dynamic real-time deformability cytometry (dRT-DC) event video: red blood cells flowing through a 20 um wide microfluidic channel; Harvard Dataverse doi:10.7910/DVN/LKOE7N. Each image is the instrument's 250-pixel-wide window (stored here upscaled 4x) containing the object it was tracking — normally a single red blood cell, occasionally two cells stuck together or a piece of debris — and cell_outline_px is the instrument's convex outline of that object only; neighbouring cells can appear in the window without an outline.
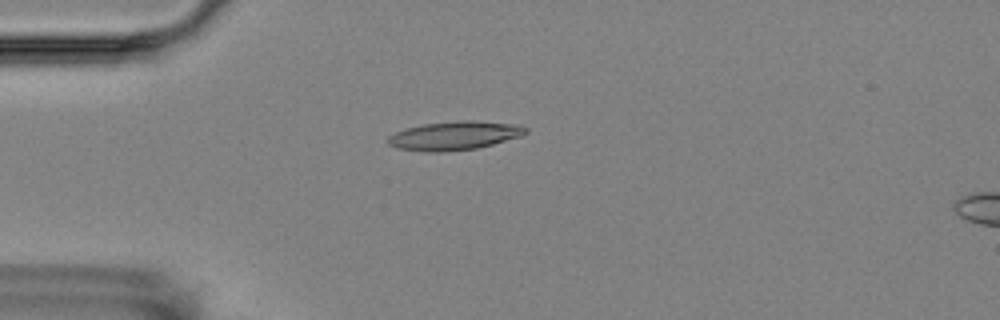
{"species": "Egyptian fruit bat (a non-hibernating species)", "species_latin": "Rousettus aegyptiacus", "temperature_condition": "room temperature", "stored_images_in_passage": 13, "camera_frame_rate_fps": 3000, "um_per_image_px": 0.085, "animal": {"sex": "female"}, "frame": {"image": 1, "passage_image": 2, "time_ms": 1.333, "image_size_px": [1000, 320], "cell_outline_px": [[528, 132], [520, 136], [492, 144], [476, 148], [444, 152], [424, 152], [396, 148], [388, 144], [388, 136], [404, 128], [424, 124], [460, 120], [472, 120], [520, 124], [528, 128]], "centroid_in_image_um": [38.62, 11.52], "position_along_channel_um": 46.4, "area_um2": 23.18}}
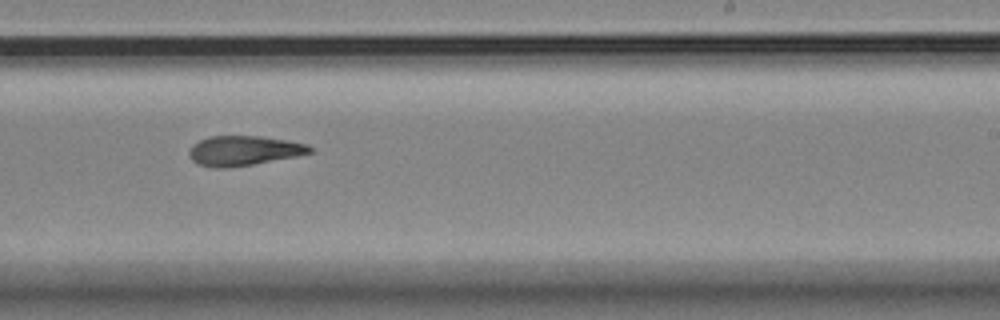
{"frame": {"image": 2, "passage_image": 8, "time_ms": 8.0, "image_size_px": [1000, 320], "cell_outline_px": [[312, 152], [296, 156], [252, 164], [228, 168], [212, 168], [196, 164], [192, 160], [188, 152], [192, 144], [208, 136], [260, 136], [308, 144], [312, 148]], "centroid_in_image_um": [20.66, 12.81], "position_along_channel_um": 268.3, "area_um2": 20.92}}
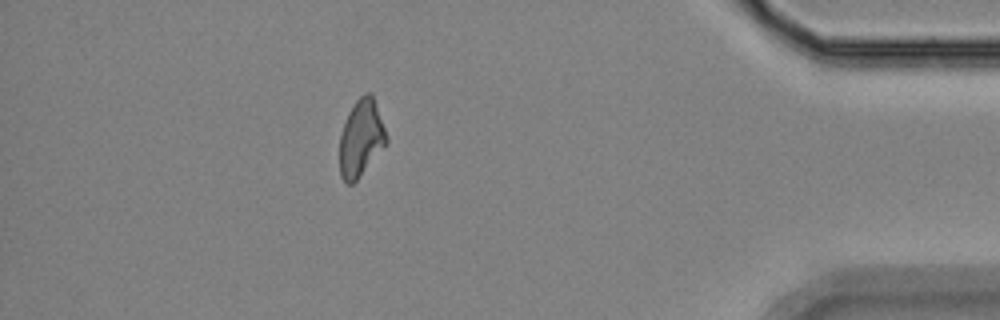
{"frame": {"image": 3, "passage_image": 12, "time_ms": 13.0, "image_size_px": [1000, 320], "cell_outline_px": [[388, 144], [356, 180], [352, 184], [348, 184], [340, 176], [340, 136], [348, 112], [356, 100], [364, 92], [372, 92], [388, 140]], "centroid_in_image_um": [30.7, 11.73], "position_along_channel_um": 404.5, "area_um2": 20.87}, "authors_computed_cell_mechanics": {"area_um2": 20.9236, "velocity_mm_per_s": 3.5748, "shape_relaxation_time_tau1_ms": null, "shape_relaxation_time_tau2_ms": 6.305, "deformation_change_tau1": null, "deformation_change_tau2": 0.1656}}